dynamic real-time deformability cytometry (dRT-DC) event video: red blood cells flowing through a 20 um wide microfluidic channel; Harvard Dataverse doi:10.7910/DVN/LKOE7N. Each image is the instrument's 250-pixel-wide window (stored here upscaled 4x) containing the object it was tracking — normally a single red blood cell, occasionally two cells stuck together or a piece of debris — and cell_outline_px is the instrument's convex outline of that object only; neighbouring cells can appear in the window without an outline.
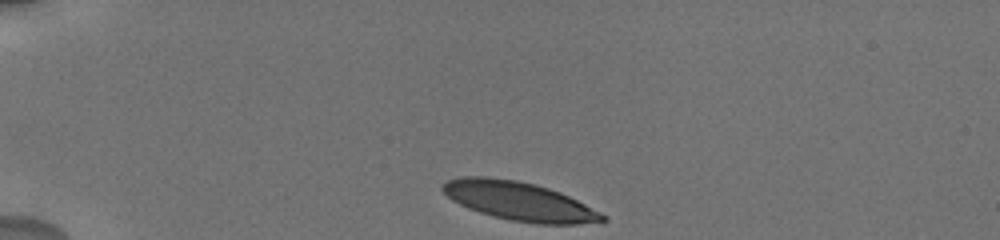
{"species": "human", "species_latin": "Homo sapiens", "temperature_condition": "cold", "stored_images_in_passage": 6, "camera_frame_rate_fps": 3000, "um_per_image_px": 0.085, "donor": {"sex": "male"}, "frame": {"image": 1, "passage_image": 1, "time_ms": 0.0, "image_size_px": [1000, 240], "cell_outline_px": [[608, 220], [580, 224], [536, 224], [512, 220], [480, 212], [468, 208], [452, 200], [440, 188], [440, 184], [448, 180], [460, 176], [484, 176], [516, 180], [536, 184], [560, 192], [608, 216]], "centroid_in_image_um": [44.11, 17.09], "position_along_channel_um": 40.9, "area_um2": 35.89}}
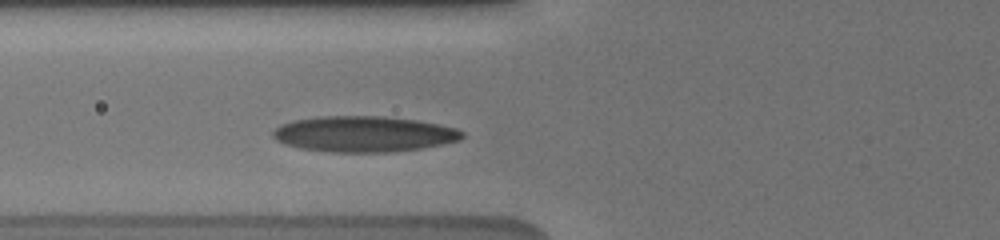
{"frame": {"image": 2, "passage_image": 6, "time_ms": 3.0, "image_size_px": [1000, 240], "cell_outline_px": [[464, 136], [460, 140], [420, 148], [388, 152], [332, 152], [300, 148], [284, 144], [276, 140], [272, 136], [272, 132], [280, 124], [292, 120], [320, 116], [384, 116], [416, 120], [456, 128], [464, 132]], "centroid_in_image_um": [30.88, 11.38], "position_along_channel_um": 94.9, "area_um2": 39.42}}